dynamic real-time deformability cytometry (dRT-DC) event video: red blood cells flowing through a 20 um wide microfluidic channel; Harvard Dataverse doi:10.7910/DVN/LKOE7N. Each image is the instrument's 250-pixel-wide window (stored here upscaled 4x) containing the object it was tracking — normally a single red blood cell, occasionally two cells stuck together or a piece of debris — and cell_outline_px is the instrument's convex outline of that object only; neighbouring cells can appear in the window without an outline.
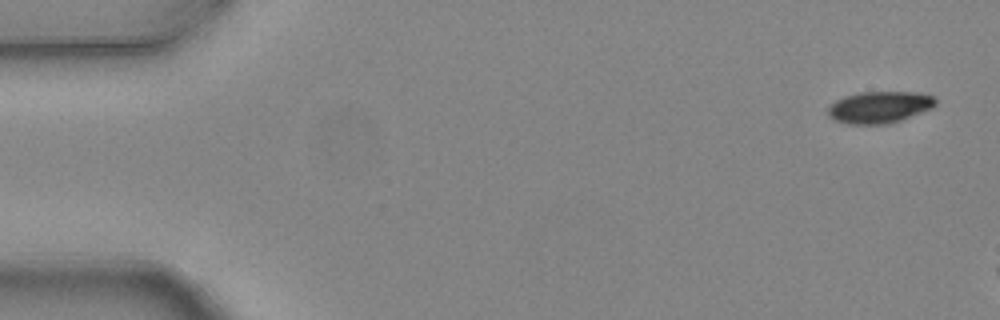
{"species": "common noctule bat (a hibernating species)", "species_latin": "Nyctalus noctula", "temperature_condition": "warm", "stored_images_in_passage": 2, "camera_frame_rate_fps": 3000, "um_per_image_px": 0.085, "animal": {"sex": "female", "body_mass_g": 24.6, "forearm_length_mm": 56.2}, "frame": {"image": 1, "passage_image": 1, "time_ms": 0.0, "image_size_px": [1000, 320], "cell_outline_px": [[936, 104], [932, 108], [900, 120], [888, 124], [848, 124], [836, 120], [828, 116], [828, 104], [844, 96], [860, 92], [912, 92], [932, 96], [936, 100]], "centroid_in_image_um": [74.71, 9.11], "position_along_channel_um": 10.3, "area_um2": 19.83}}